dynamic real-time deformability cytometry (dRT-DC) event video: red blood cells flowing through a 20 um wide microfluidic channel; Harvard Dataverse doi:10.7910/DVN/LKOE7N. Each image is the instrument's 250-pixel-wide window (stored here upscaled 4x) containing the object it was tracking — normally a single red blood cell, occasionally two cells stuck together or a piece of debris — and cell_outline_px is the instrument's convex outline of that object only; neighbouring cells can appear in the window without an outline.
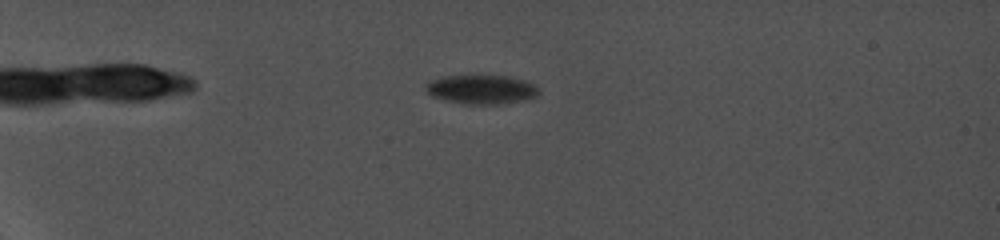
{"species": "common noctule bat (a hibernating species)", "species_latin": "Nyctalus noctula", "temperature_condition": "cold", "stored_images_in_passage": 41, "camera_frame_rate_fps": 5000, "um_per_image_px": 0.085, "animal": {"sex": "female", "body_mass_g": 19.0, "forearm_length_mm": 56.7}, "frame": {"image": 1, "passage_image": 12, "time_ms": 6.0, "image_size_px": [1000, 240], "cell_outline_px": [[540, 92], [536, 96], [524, 100], [500, 104], [464, 104], [444, 100], [432, 96], [424, 88], [432, 80], [444, 76], [468, 72], [480, 72], [508, 76], [524, 80], [536, 84], [540, 88]], "centroid_in_image_um": [40.94, 7.54], "position_along_channel_um": 44.1, "area_um2": 20.23}}
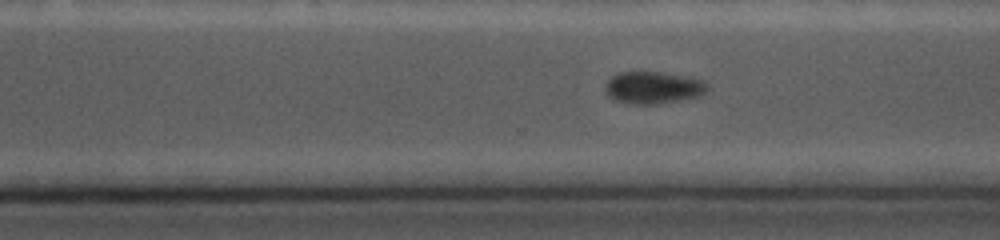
{"frame": {"image": 2, "passage_image": 33, "time_ms": 15.2, "image_size_px": [1000, 240], "cell_outline_px": [[708, 88], [700, 96], [656, 104], [632, 104], [616, 100], [608, 96], [604, 92], [604, 84], [612, 76], [620, 72], [660, 72], [688, 76], [704, 80], [708, 84]], "centroid_in_image_um": [55.51, 7.44], "position_along_channel_um": 315.1, "area_um2": 19.25}}
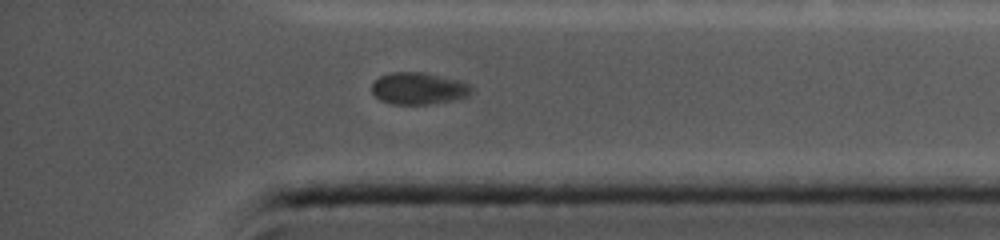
{"frame": {"image": 3, "passage_image": 38, "time_ms": 17.4, "image_size_px": [1000, 240], "cell_outline_px": [[472, 92], [468, 96], [456, 100], [428, 104], [392, 104], [380, 100], [372, 92], [372, 84], [380, 76], [392, 72], [424, 72], [460, 80], [472, 84]], "centroid_in_image_um": [35.62, 7.51], "position_along_channel_um": 399.6, "area_um2": 18.73}, "authors_computed_cell_mechanics": {"area_um2": 19.7098, "velocity_mm_per_s": 3.7728, "shape_relaxation_time_tau1_ms": null, "shape_relaxation_time_tau2_ms": 2.898, "deformation_change_tau1": null, "deformation_change_tau2": 0.0389}}